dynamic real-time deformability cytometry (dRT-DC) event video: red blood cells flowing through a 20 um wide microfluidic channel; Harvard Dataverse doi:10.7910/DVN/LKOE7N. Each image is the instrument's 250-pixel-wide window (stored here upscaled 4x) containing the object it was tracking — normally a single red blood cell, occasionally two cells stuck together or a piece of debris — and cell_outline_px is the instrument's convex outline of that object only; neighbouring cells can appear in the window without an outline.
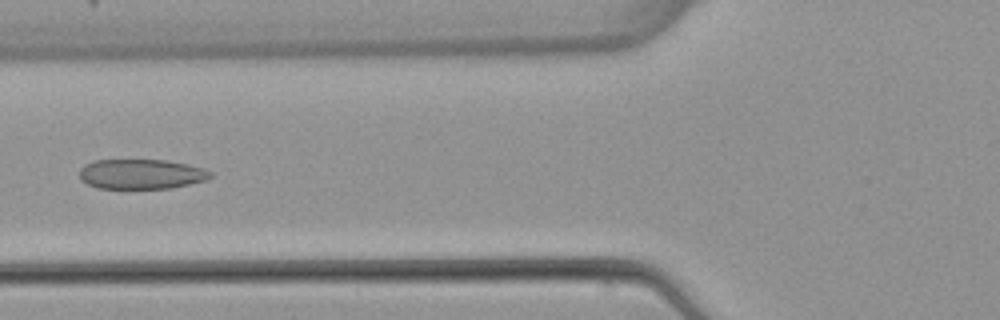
{"species": "common noctule bat (a hibernating species)", "species_latin": "Nyctalus noctula", "temperature_condition": "warm", "stored_images_in_passage": 5, "camera_frame_rate_fps": 3000, "um_per_image_px": 0.085, "animal": {"sex": "female", "body_mass_g": 22.7, "forearm_length_mm": 54.2}, "frame": {"image": 1, "passage_image": 5, "time_ms": 5.667, "image_size_px": [1000, 320], "cell_outline_px": [[212, 176], [204, 180], [172, 188], [96, 188], [80, 180], [80, 168], [84, 164], [92, 160], [168, 160], [188, 164], [204, 168], [212, 172]], "centroid_in_image_um": [11.98, 14.79], "position_along_channel_um": 113.8, "area_um2": 22.89}}